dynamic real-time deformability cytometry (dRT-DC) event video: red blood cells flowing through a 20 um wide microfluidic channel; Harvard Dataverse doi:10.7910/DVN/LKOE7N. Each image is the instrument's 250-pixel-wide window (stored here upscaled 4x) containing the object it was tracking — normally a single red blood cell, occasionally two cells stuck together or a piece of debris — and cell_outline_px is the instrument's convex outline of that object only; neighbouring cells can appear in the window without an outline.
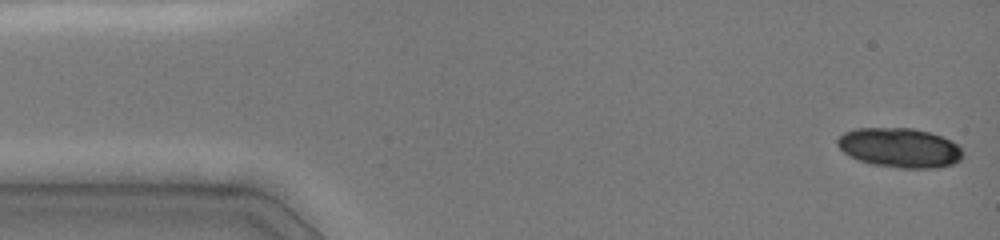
{"species": "common noctule bat (a hibernating species)", "species_latin": "Nyctalus noctula", "temperature_condition": "cold", "stored_images_in_passage": 39, "segment_of_instrument_passage": [1, 2], "camera_frame_rate_fps": 3000, "um_per_image_px": 0.085, "animal": {"sex": "female", "body_mass_g": 19.0, "forearm_length_mm": 51.5}, "frame": {"image": 1, "passage_image": 1, "time_ms": 0.0, "image_size_px": [1000, 240], "cell_outline_px": [[964, 156], [960, 160], [952, 164], [936, 168], [900, 168], [872, 164], [848, 156], [836, 144], [836, 140], [844, 132], [856, 128], [912, 128], [928, 132], [952, 140], [964, 152]], "centroid_in_image_um": [76.47, 12.56], "position_along_channel_um": 8.5, "area_um2": 28.96}}
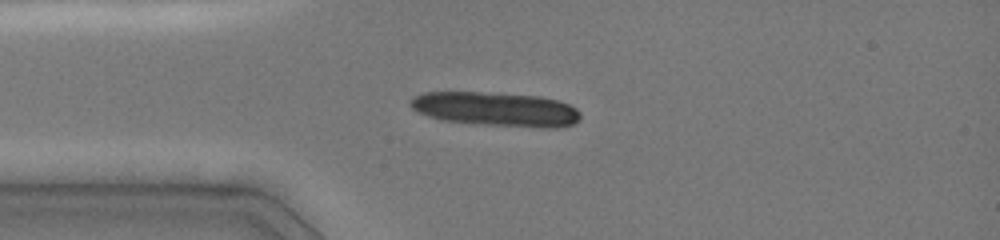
{"frame": {"image": 2, "passage_image": 10, "time_ms": 3.333, "image_size_px": [1000, 240], "cell_outline_px": [[580, 120], [572, 124], [560, 128], [540, 128], [488, 124], [440, 120], [428, 116], [412, 108], [408, 104], [408, 100], [412, 96], [424, 92], [480, 92], [540, 96], [560, 100], [576, 108], [580, 112]], "centroid_in_image_um": [42.17, 9.27], "position_along_channel_um": 42.8, "area_um2": 34.04}}